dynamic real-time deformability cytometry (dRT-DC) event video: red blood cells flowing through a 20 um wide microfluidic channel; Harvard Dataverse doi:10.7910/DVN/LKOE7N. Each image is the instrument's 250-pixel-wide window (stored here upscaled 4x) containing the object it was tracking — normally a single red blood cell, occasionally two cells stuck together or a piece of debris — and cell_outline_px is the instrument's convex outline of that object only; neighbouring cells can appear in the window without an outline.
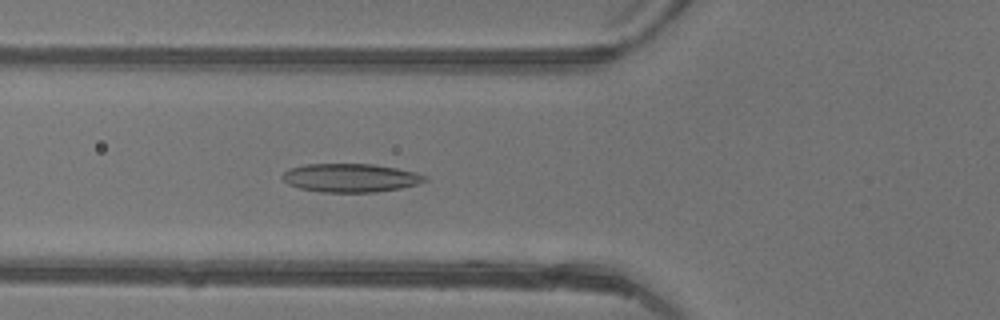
{"species": "common noctule bat (a hibernating species)", "species_latin": "Nyctalus noctula", "temperature_condition": "warm", "stored_images_in_passage": 20, "camera_frame_rate_fps": 3000, "um_per_image_px": 0.085, "animal": {"sex": "female"}, "frame": {"image": 1, "passage_image": 17, "time_ms": 5.333, "image_size_px": [1000, 320], "cell_outline_px": [[428, 180], [416, 184], [400, 188], [376, 192], [320, 192], [300, 188], [288, 184], [284, 180], [284, 172], [288, 168], [304, 164], [372, 164], [396, 168], [416, 172], [428, 176]], "centroid_in_image_um": [29.81, 15.11], "position_along_channel_um": 96.0, "area_um2": 23.64}}